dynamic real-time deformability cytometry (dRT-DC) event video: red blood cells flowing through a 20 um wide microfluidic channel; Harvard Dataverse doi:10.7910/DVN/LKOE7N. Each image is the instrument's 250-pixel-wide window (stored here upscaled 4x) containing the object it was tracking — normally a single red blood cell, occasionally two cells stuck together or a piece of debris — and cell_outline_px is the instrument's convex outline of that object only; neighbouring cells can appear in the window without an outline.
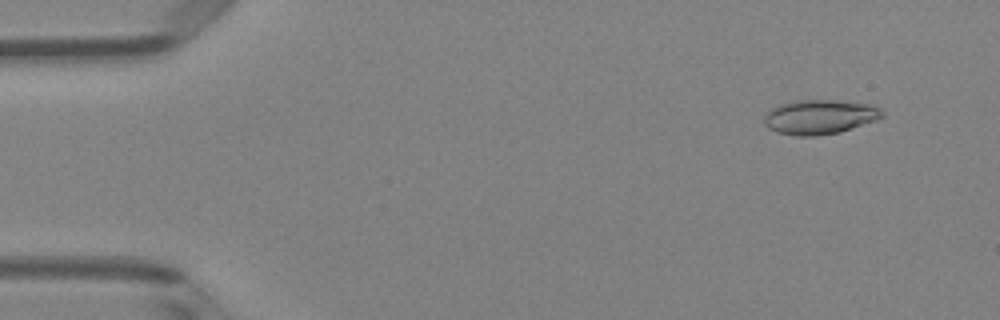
{"species": "Egyptian fruit bat (a non-hibernating species)", "species_latin": "Rousettus aegyptiacus", "temperature_condition": "room temperature", "stored_images_in_passage": 50, "camera_frame_rate_fps": 3000, "um_per_image_px": 0.085, "animal": {"sex": "female"}, "frame": {"image": 1, "passage_image": 4, "time_ms": 1.0, "image_size_px": [1000, 320], "cell_outline_px": [[884, 116], [876, 120], [840, 132], [816, 136], [796, 136], [776, 132], [768, 128], [764, 124], [764, 112], [780, 104], [796, 100], [836, 100], [872, 104], [880, 108], [884, 112]], "centroid_in_image_um": [69.66, 9.93], "position_along_channel_um": 15.3, "area_um2": 23.99}}
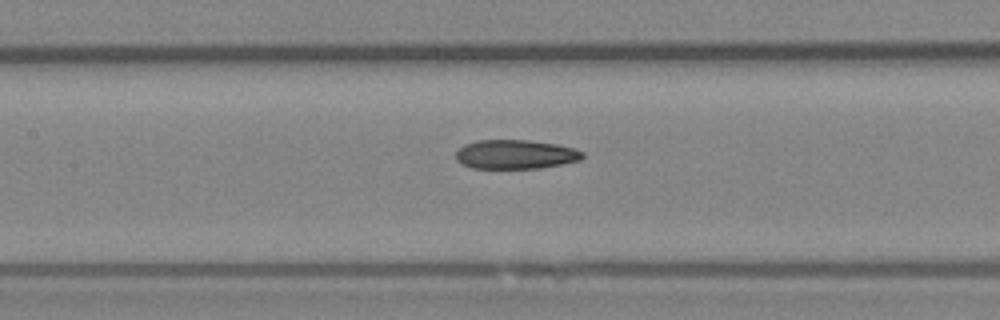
{"frame": {"image": 2, "passage_image": 23, "time_ms": 7.333, "image_size_px": [1000, 320], "cell_outline_px": [[584, 156], [580, 160], [540, 168], [472, 168], [460, 164], [456, 160], [456, 152], [464, 144], [480, 140], [528, 140], [556, 144], [576, 148], [584, 152]], "centroid_in_image_um": [43.81, 13.12], "position_along_channel_um": 163.6, "area_um2": 21.56}}
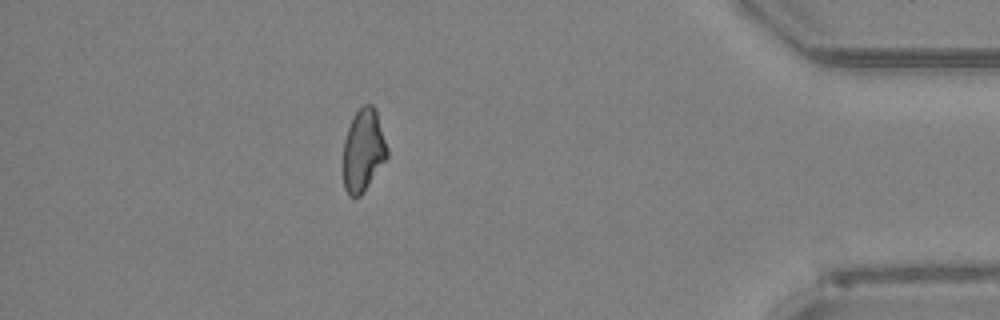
{"frame": {"image": 3, "passage_image": 44, "time_ms": 14.333, "image_size_px": [1000, 320], "cell_outline_px": [[388, 156], [360, 196], [348, 196], [344, 188], [344, 140], [352, 116], [364, 104], [372, 104], [376, 108], [388, 148]], "centroid_in_image_um": [30.89, 12.74], "position_along_channel_um": 404.3, "area_um2": 21.04}, "authors_computed_cell_mechanics": {"area_um2": 22.1374, "velocity_mm_per_s": 4.074, "shape_relaxation_time_tau1_ms": 10.4678, "shape_relaxation_time_tau2_ms": 5.3137, "deformation_change_tau1": 0.2059, "deformation_change_tau2": 0.1358}}